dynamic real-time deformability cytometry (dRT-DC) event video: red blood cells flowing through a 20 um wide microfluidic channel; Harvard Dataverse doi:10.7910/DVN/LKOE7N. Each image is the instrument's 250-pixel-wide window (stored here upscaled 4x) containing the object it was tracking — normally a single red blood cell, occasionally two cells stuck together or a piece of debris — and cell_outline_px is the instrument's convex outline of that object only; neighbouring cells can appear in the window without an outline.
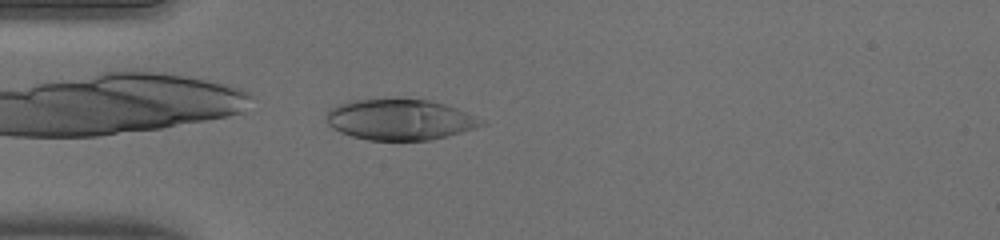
{"species": "human", "species_latin": "Homo sapiens", "temperature_condition": "warm", "stored_images_in_passage": 37, "camera_frame_rate_fps": 3000, "um_per_image_px": 0.085, "donor": {"sex": "male"}, "frame": {"image": 1, "passage_image": 1, "time_ms": 0.0, "image_size_px": [1000, 240], "cell_outline_px": [[488, 124], [476, 128], [432, 140], [368, 140], [352, 136], [340, 132], [332, 128], [324, 120], [324, 116], [332, 108], [348, 100], [428, 100], [444, 104], [456, 108], [484, 120]], "centroid_in_image_um": [33.99, 10.18], "position_along_channel_um": 51.0, "area_um2": 36.65}}
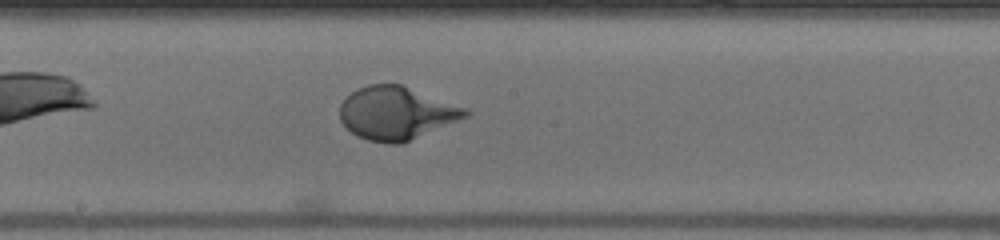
{"frame": {"image": 2, "passage_image": 14, "time_ms": 4.333, "image_size_px": [1000, 240], "cell_outline_px": [[472, 112], [468, 116], [400, 144], [388, 144], [368, 140], [356, 136], [340, 120], [340, 104], [356, 88], [368, 84], [400, 84], [464, 108]], "centroid_in_image_um": [33.64, 9.62], "position_along_channel_um": 214.6, "area_um2": 38.21}}
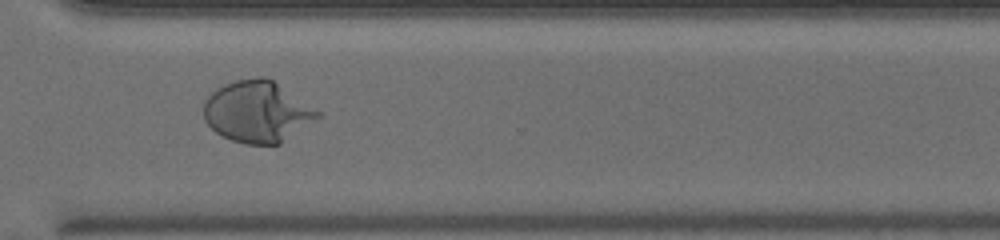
{"frame": {"image": 3, "passage_image": 24, "time_ms": 7.667, "image_size_px": [1000, 240], "cell_outline_px": [[324, 116], [280, 144], [244, 144], [232, 140], [216, 132], [204, 120], [204, 100], [216, 88], [224, 84], [236, 80], [256, 76], [264, 76], [272, 80], [320, 112]], "centroid_in_image_um": [21.88, 9.5], "position_along_channel_um": 348.7, "area_um2": 40.75}}